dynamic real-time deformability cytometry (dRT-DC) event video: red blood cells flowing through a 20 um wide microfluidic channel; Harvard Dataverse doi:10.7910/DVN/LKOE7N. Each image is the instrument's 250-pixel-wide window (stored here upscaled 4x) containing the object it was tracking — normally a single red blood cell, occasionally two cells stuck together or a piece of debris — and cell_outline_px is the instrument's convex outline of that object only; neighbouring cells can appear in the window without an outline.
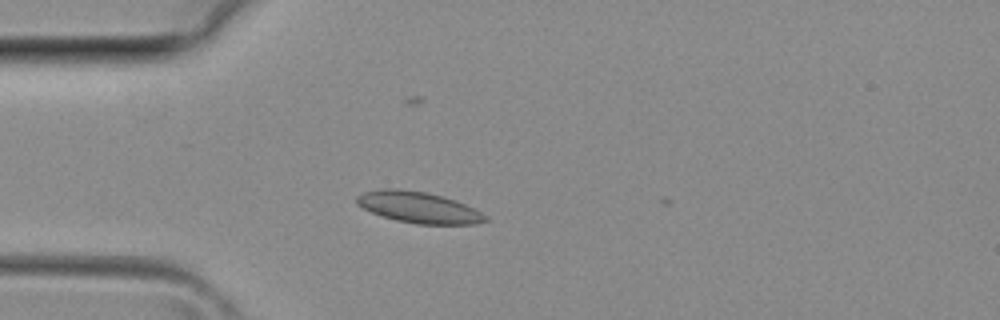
{"species": "common noctule bat (a hibernating species)", "species_latin": "Nyctalus noctula", "temperature_condition": "room temperature", "stored_images_in_passage": 2, "camera_frame_rate_fps": 3000, "um_per_image_px": 0.085, "animal": {"sex": "female", "body_mass_g": 29.2, "forearm_length_mm": 56.3}, "frame": {"image": 1, "passage_image": 1, "time_ms": 0.0, "image_size_px": [1000, 320], "cell_outline_px": [[488, 220], [476, 224], [416, 224], [396, 220], [372, 212], [356, 204], [356, 196], [364, 192], [384, 188], [392, 188], [424, 192], [440, 196], [464, 204], [488, 216]], "centroid_in_image_um": [35.56, 17.63], "position_along_channel_um": 49.4, "area_um2": 22.95}}